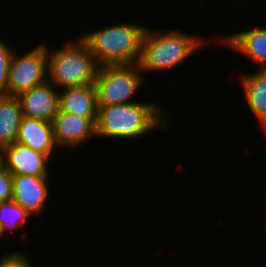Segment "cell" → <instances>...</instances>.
<instances>
[{"instance_id": "5bb4252c", "label": "cell", "mask_w": 266, "mask_h": 267, "mask_svg": "<svg viewBox=\"0 0 266 267\" xmlns=\"http://www.w3.org/2000/svg\"><path fill=\"white\" fill-rule=\"evenodd\" d=\"M22 117L18 96L0 95V148L16 142Z\"/></svg>"}, {"instance_id": "ffe728a7", "label": "cell", "mask_w": 266, "mask_h": 267, "mask_svg": "<svg viewBox=\"0 0 266 267\" xmlns=\"http://www.w3.org/2000/svg\"><path fill=\"white\" fill-rule=\"evenodd\" d=\"M5 170V154L3 148H0V173Z\"/></svg>"}, {"instance_id": "8fae6325", "label": "cell", "mask_w": 266, "mask_h": 267, "mask_svg": "<svg viewBox=\"0 0 266 267\" xmlns=\"http://www.w3.org/2000/svg\"><path fill=\"white\" fill-rule=\"evenodd\" d=\"M59 91V107L63 112L97 121V92L95 84L65 87Z\"/></svg>"}, {"instance_id": "4fadbf2b", "label": "cell", "mask_w": 266, "mask_h": 267, "mask_svg": "<svg viewBox=\"0 0 266 267\" xmlns=\"http://www.w3.org/2000/svg\"><path fill=\"white\" fill-rule=\"evenodd\" d=\"M220 41L261 65V69H266V28L255 27L234 35L222 36Z\"/></svg>"}, {"instance_id": "8992f818", "label": "cell", "mask_w": 266, "mask_h": 267, "mask_svg": "<svg viewBox=\"0 0 266 267\" xmlns=\"http://www.w3.org/2000/svg\"><path fill=\"white\" fill-rule=\"evenodd\" d=\"M45 46L38 45L19 57L13 53L8 70L7 95L19 96L47 81L48 48Z\"/></svg>"}, {"instance_id": "d6986e66", "label": "cell", "mask_w": 266, "mask_h": 267, "mask_svg": "<svg viewBox=\"0 0 266 267\" xmlns=\"http://www.w3.org/2000/svg\"><path fill=\"white\" fill-rule=\"evenodd\" d=\"M13 175L5 169L0 173V203L12 200Z\"/></svg>"}, {"instance_id": "52a82bcc", "label": "cell", "mask_w": 266, "mask_h": 267, "mask_svg": "<svg viewBox=\"0 0 266 267\" xmlns=\"http://www.w3.org/2000/svg\"><path fill=\"white\" fill-rule=\"evenodd\" d=\"M51 123L57 146L74 148L96 136V124L90 118L63 112L60 109Z\"/></svg>"}, {"instance_id": "9a60e30c", "label": "cell", "mask_w": 266, "mask_h": 267, "mask_svg": "<svg viewBox=\"0 0 266 267\" xmlns=\"http://www.w3.org/2000/svg\"><path fill=\"white\" fill-rule=\"evenodd\" d=\"M241 80L248 107L266 132V69L243 75Z\"/></svg>"}, {"instance_id": "7c38bea8", "label": "cell", "mask_w": 266, "mask_h": 267, "mask_svg": "<svg viewBox=\"0 0 266 267\" xmlns=\"http://www.w3.org/2000/svg\"><path fill=\"white\" fill-rule=\"evenodd\" d=\"M16 142L49 157L57 146L54 140L52 123L27 116L22 117Z\"/></svg>"}, {"instance_id": "277c9868", "label": "cell", "mask_w": 266, "mask_h": 267, "mask_svg": "<svg viewBox=\"0 0 266 267\" xmlns=\"http://www.w3.org/2000/svg\"><path fill=\"white\" fill-rule=\"evenodd\" d=\"M66 42L62 48L47 51L48 81L61 88L95 83L99 64L88 45L81 39Z\"/></svg>"}, {"instance_id": "ba28073f", "label": "cell", "mask_w": 266, "mask_h": 267, "mask_svg": "<svg viewBox=\"0 0 266 267\" xmlns=\"http://www.w3.org/2000/svg\"><path fill=\"white\" fill-rule=\"evenodd\" d=\"M18 98L23 116L51 122L60 109L59 91L49 81L20 94Z\"/></svg>"}, {"instance_id": "9c48e42d", "label": "cell", "mask_w": 266, "mask_h": 267, "mask_svg": "<svg viewBox=\"0 0 266 267\" xmlns=\"http://www.w3.org/2000/svg\"><path fill=\"white\" fill-rule=\"evenodd\" d=\"M48 176L13 175L12 200L29 214L44 211L48 198Z\"/></svg>"}, {"instance_id": "5b68a950", "label": "cell", "mask_w": 266, "mask_h": 267, "mask_svg": "<svg viewBox=\"0 0 266 267\" xmlns=\"http://www.w3.org/2000/svg\"><path fill=\"white\" fill-rule=\"evenodd\" d=\"M138 64L100 66L95 80L97 105L132 103L129 99L144 85Z\"/></svg>"}, {"instance_id": "3957f363", "label": "cell", "mask_w": 266, "mask_h": 267, "mask_svg": "<svg viewBox=\"0 0 266 267\" xmlns=\"http://www.w3.org/2000/svg\"><path fill=\"white\" fill-rule=\"evenodd\" d=\"M203 41L206 42L176 30L159 32L147 28L138 65L142 72L171 70L193 55L204 44Z\"/></svg>"}, {"instance_id": "7a4b0ae2", "label": "cell", "mask_w": 266, "mask_h": 267, "mask_svg": "<svg viewBox=\"0 0 266 267\" xmlns=\"http://www.w3.org/2000/svg\"><path fill=\"white\" fill-rule=\"evenodd\" d=\"M147 27L118 23L88 32L80 38L88 45L99 66L138 64Z\"/></svg>"}, {"instance_id": "ac0fdd59", "label": "cell", "mask_w": 266, "mask_h": 267, "mask_svg": "<svg viewBox=\"0 0 266 267\" xmlns=\"http://www.w3.org/2000/svg\"><path fill=\"white\" fill-rule=\"evenodd\" d=\"M22 252H12L8 251L5 256L0 258V267H31V262Z\"/></svg>"}, {"instance_id": "6da1fadb", "label": "cell", "mask_w": 266, "mask_h": 267, "mask_svg": "<svg viewBox=\"0 0 266 267\" xmlns=\"http://www.w3.org/2000/svg\"><path fill=\"white\" fill-rule=\"evenodd\" d=\"M157 107L154 102L136 101L98 106L96 137L135 139L157 129L158 126L166 128L167 112L164 113L163 109Z\"/></svg>"}, {"instance_id": "e0dca14e", "label": "cell", "mask_w": 266, "mask_h": 267, "mask_svg": "<svg viewBox=\"0 0 266 267\" xmlns=\"http://www.w3.org/2000/svg\"><path fill=\"white\" fill-rule=\"evenodd\" d=\"M13 51L0 40V95H7L8 70Z\"/></svg>"}, {"instance_id": "30bf717a", "label": "cell", "mask_w": 266, "mask_h": 267, "mask_svg": "<svg viewBox=\"0 0 266 267\" xmlns=\"http://www.w3.org/2000/svg\"><path fill=\"white\" fill-rule=\"evenodd\" d=\"M5 169L12 175L48 176L49 156L17 142L3 148Z\"/></svg>"}, {"instance_id": "2e32d148", "label": "cell", "mask_w": 266, "mask_h": 267, "mask_svg": "<svg viewBox=\"0 0 266 267\" xmlns=\"http://www.w3.org/2000/svg\"><path fill=\"white\" fill-rule=\"evenodd\" d=\"M29 214L23 207L15 203L13 200L0 203V230L2 236L6 230L11 231L23 226L29 218Z\"/></svg>"}]
</instances>
